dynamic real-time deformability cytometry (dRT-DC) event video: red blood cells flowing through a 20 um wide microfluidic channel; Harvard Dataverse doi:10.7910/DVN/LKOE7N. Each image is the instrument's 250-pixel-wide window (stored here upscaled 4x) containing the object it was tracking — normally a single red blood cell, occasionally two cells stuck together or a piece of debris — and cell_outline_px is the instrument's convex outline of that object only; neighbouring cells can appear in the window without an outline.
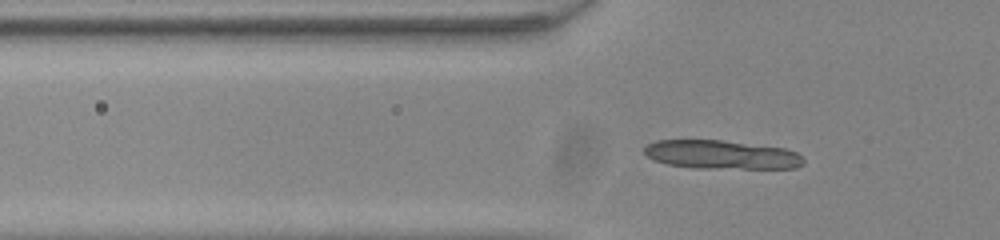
{"species": "common noctule bat (a hibernating species)", "species_latin": "Nyctalus noctula", "temperature_condition": "room temperature", "stored_images_in_passage": 50, "camera_frame_rate_fps": 3000, "um_per_image_px": 0.085, "animal": {"sex": "male", "body_mass_g": 20.0, "forearm_length_mm": 53.3}, "frame": {"image": 1, "passage_image": 15, "time_ms": 4.667, "image_size_px": [1000, 240], "cell_outline_px": [[804, 164], [796, 168], [696, 168], [668, 164], [656, 160], [648, 156], [644, 152], [644, 148], [648, 144], [656, 140], [720, 140], [784, 148], [796, 152], [804, 160]], "centroid_in_image_um": [61.34, 13.15], "position_along_channel_um": 64.5, "area_um2": 26.41}, "authors_computed_cell_mechanics": {"area_um2": 21.5883, "velocity_mm_per_s": 3.8808, "shape_relaxation_time_tau1_ms": 0.2276, "shape_relaxation_time_tau2_ms": null, "deformation_change_tau1": 0.3282, "deformation_change_tau2": null}}